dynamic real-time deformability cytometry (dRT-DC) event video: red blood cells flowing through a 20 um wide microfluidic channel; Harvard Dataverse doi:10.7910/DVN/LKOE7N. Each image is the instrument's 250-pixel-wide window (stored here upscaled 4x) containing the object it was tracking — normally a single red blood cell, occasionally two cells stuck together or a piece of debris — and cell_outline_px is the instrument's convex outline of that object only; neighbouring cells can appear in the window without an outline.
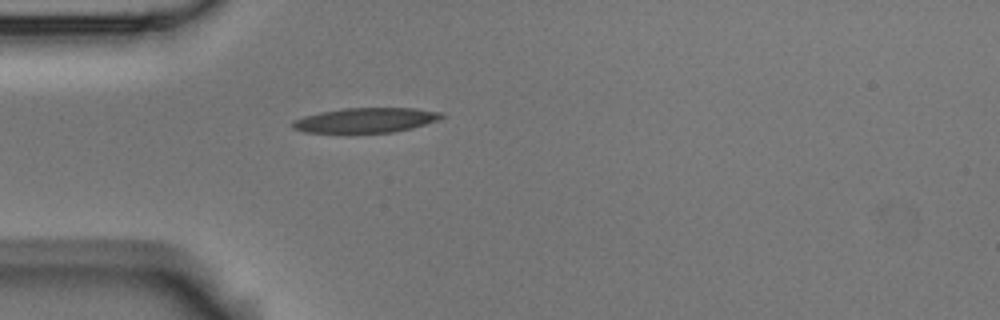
{"species": "Egyptian fruit bat (a non-hibernating species)", "species_latin": "Rousettus aegyptiacus", "temperature_condition": "room temperature", "stored_images_in_passage": 4, "camera_frame_rate_fps": 3000, "um_per_image_px": 0.085, "animal": {"sex": "male"}, "frame": {"image": 1, "passage_image": 4, "time_ms": 1.0, "image_size_px": [1000, 320], "cell_outline_px": [[444, 116], [436, 120], [412, 128], [392, 132], [304, 132], [292, 128], [292, 120], [304, 116], [320, 112], [344, 108], [416, 108], [444, 112]], "centroid_in_image_um": [31.08, 10.2], "position_along_channel_um": 53.9, "area_um2": 21.39}}